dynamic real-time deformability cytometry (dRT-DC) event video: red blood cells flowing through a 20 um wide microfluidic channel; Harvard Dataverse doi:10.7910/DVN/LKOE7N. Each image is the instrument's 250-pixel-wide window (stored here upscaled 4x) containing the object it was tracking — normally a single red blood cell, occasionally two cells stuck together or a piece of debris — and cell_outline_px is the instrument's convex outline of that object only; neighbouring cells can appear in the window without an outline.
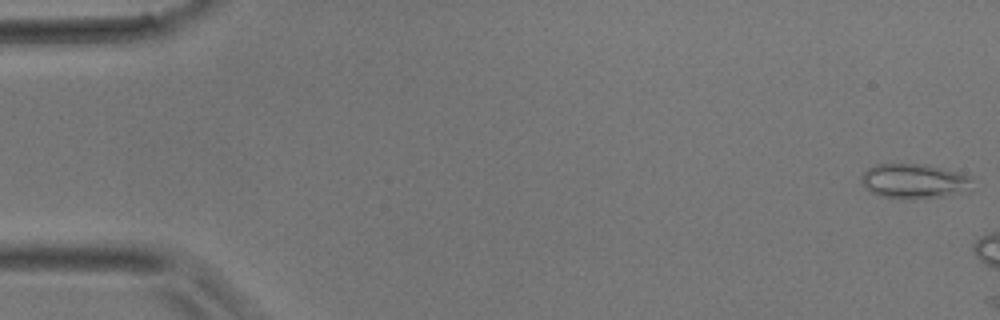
{"species": "common noctule bat (a hibernating species)", "species_latin": "Nyctalus noctula", "temperature_condition": "room temperature", "stored_images_in_passage": 2, "camera_frame_rate_fps": 3000, "um_per_image_px": 0.085, "animal": {"sex": "male", "body_mass_g": 17.9}, "frame": {"image": 1, "passage_image": 1, "time_ms": 0.0, "image_size_px": [1000, 320], "cell_outline_px": [[972, 192], [940, 196], [900, 200], [880, 196], [868, 192], [864, 188], [860, 180], [860, 176], [868, 168], [876, 164], [924, 164], [968, 176], [972, 180]], "centroid_in_image_um": [77.65, 15.43], "position_along_channel_um": 7.4, "area_um2": 22.72}}